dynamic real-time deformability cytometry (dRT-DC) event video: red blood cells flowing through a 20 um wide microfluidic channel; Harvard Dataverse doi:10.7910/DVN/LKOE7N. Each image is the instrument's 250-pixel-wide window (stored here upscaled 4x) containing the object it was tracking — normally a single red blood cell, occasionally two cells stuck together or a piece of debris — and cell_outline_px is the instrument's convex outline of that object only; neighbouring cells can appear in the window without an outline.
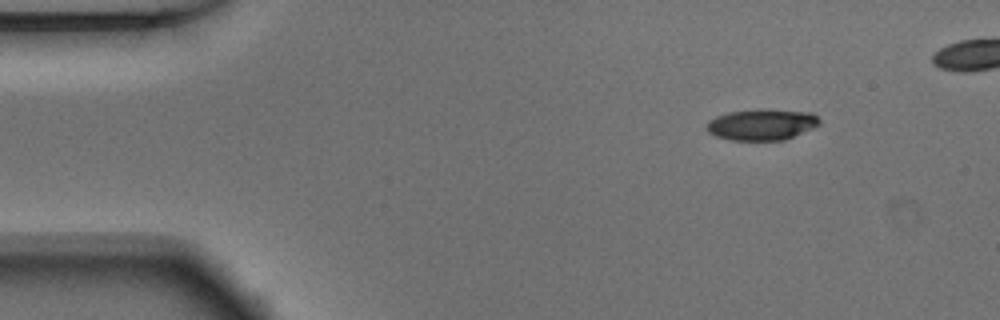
{"species": "Egyptian fruit bat (a non-hibernating species)", "species_latin": "Rousettus aegyptiacus", "temperature_condition": "warm", "stored_images_in_passage": 42, "camera_frame_rate_fps": 3000, "um_per_image_px": 0.085, "animal": {"sex": "male"}, "frame": {"image": 1, "passage_image": 1, "time_ms": 0.0, "image_size_px": [1000, 320], "cell_outline_px": [[820, 124], [812, 128], [784, 140], [732, 140], [716, 136], [708, 132], [708, 120], [716, 116], [728, 112], [812, 112], [820, 120]], "centroid_in_image_um": [64.73, 10.64], "position_along_channel_um": 20.3, "area_um2": 19.31}}
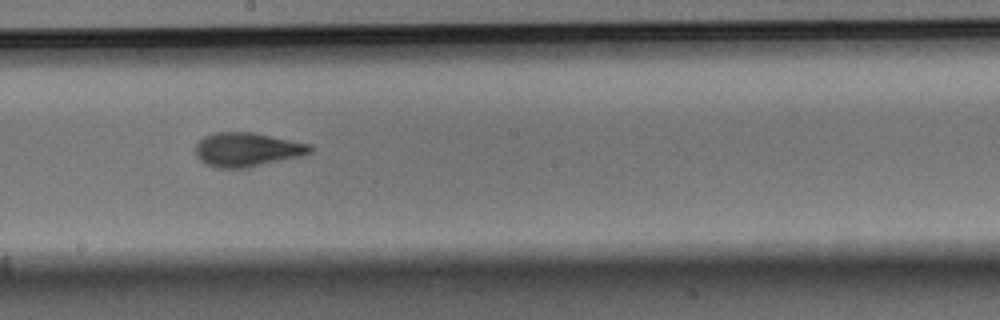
{"frame": {"image": 2, "passage_image": 23, "time_ms": 7.333, "image_size_px": [1000, 320], "cell_outline_px": [[312, 152], [304, 156], [248, 168], [216, 168], [204, 164], [196, 156], [196, 144], [204, 136], [212, 132], [252, 132], [312, 144]], "centroid_in_image_um": [21.02, 12.72], "position_along_channel_um": 227.2, "area_um2": 23.12}}
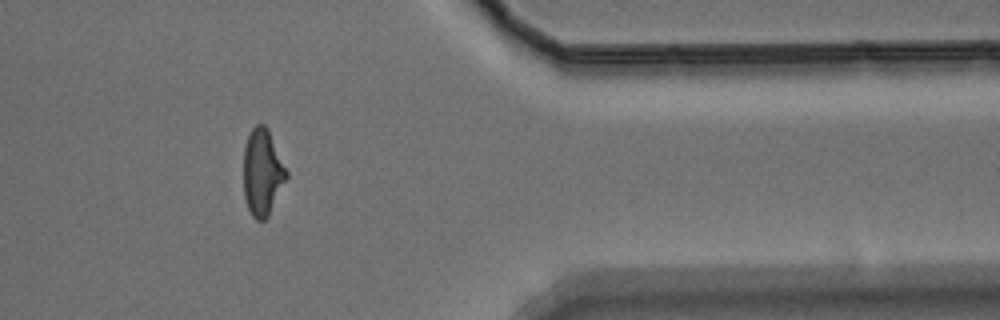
{"frame": {"image": 3, "passage_image": 37, "time_ms": 12.0, "image_size_px": [1000, 320], "cell_outline_px": [[288, 176], [268, 216], [264, 220], [256, 220], [252, 216], [248, 208], [244, 196], [244, 144], [252, 128], [256, 124], [264, 124], [268, 128], [288, 172]], "centroid_in_image_um": [22.3, 14.63], "position_along_channel_um": 389.1, "area_um2": 21.62}, "authors_computed_cell_mechanics": {"area_um2": 22.0218, "velocity_mm_per_s": 3.9027, "shape_relaxation_time_tau1_ms": 3.7782, "shape_relaxation_time_tau2_ms": 1.3616, "deformation_change_tau1": 0.1705, "deformation_change_tau2": 0.0779}}